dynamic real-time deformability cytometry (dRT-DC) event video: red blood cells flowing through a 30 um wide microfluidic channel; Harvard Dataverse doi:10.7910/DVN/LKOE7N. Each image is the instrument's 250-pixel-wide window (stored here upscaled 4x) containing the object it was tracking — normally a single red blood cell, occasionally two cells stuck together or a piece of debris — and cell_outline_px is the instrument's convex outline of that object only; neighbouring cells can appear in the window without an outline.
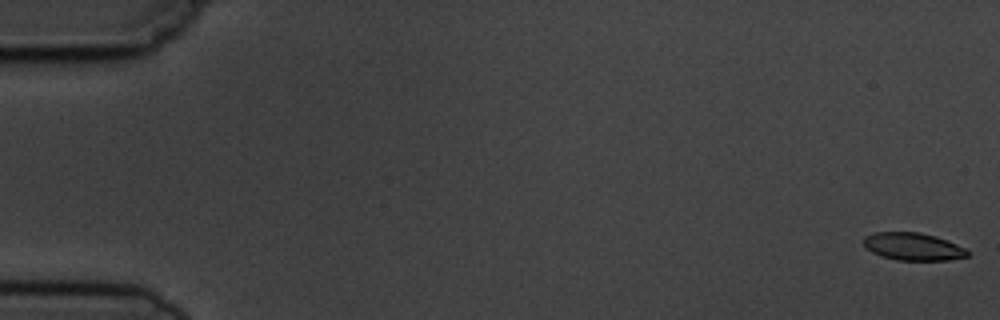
{"species": "common noctule bat (a hibernating species)", "species_latin": "Nyctalus noctula", "temperature_condition": "cold", "stored_images_in_passage": 5, "camera_frame_rate_fps": 3000, "um_per_image_px": 0.085, "animal": {"sex": "male", "body_mass_g": 19.5, "forearm_length_mm": 54.6}, "frame": {"image": 1, "passage_image": 1, "time_ms": 0.0, "image_size_px": [1000, 320], "cell_outline_px": [[968, 256], [948, 260], [896, 260], [880, 256], [864, 248], [864, 236], [876, 232], [920, 232], [936, 236], [956, 244], [964, 248], [968, 252]], "centroid_in_image_um": [77.57, 20.96], "position_along_channel_um": 7.4, "area_um2": 16.7}}
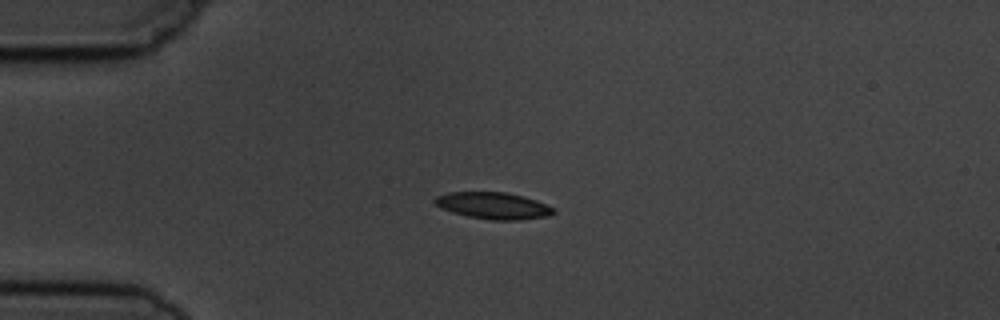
{"frame": {"image": 2, "passage_image": 5, "time_ms": 4.333, "image_size_px": [1000, 320], "cell_outline_px": [[556, 212], [548, 216], [520, 220], [492, 220], [468, 216], [452, 212], [440, 208], [432, 200], [436, 196], [448, 192], [504, 192], [524, 196], [536, 200], [556, 208]], "centroid_in_image_um": [41.94, 17.48], "position_along_channel_um": 43.1, "area_um2": 18.61}}